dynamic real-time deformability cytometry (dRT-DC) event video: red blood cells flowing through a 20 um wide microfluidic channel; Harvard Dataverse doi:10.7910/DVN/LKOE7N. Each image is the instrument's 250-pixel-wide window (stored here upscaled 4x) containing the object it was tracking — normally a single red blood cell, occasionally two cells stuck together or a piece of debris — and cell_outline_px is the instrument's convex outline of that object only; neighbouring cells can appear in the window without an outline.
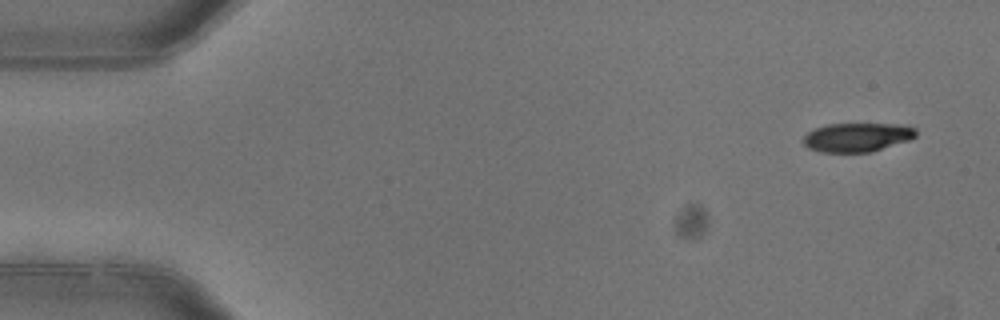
{"species": "common noctule bat (a hibernating species)", "species_latin": "Nyctalus noctula", "temperature_condition": "warm", "stored_images_in_passage": 4, "camera_frame_rate_fps": 3000, "um_per_image_px": 0.085, "animal": {"sex": "female"}, "frame": {"image": 1, "passage_image": 1, "time_ms": 0.0, "image_size_px": [1000, 320], "cell_outline_px": [[916, 136], [908, 140], [868, 152], [820, 152], [808, 148], [800, 140], [808, 132], [816, 128], [828, 124], [904, 124], [916, 128]], "centroid_in_image_um": [72.83, 11.66], "position_along_channel_um": 12.2, "area_um2": 18.9}}
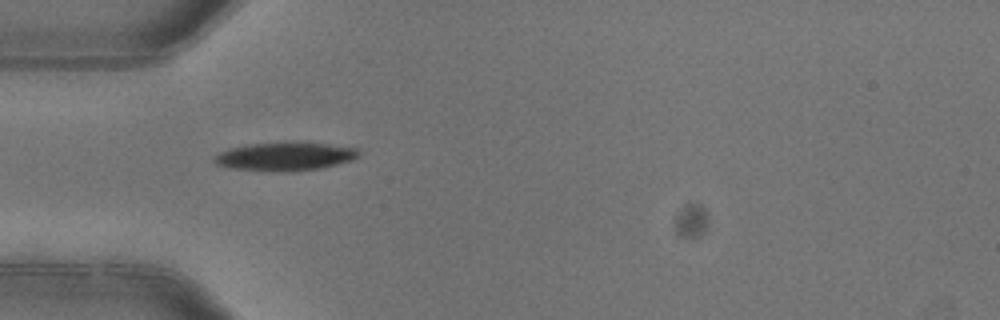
{"frame": {"image": 2, "passage_image": 4, "time_ms": 1.0, "image_size_px": [1000, 320], "cell_outline_px": [[360, 156], [352, 160], [320, 168], [288, 172], [228, 168], [216, 164], [212, 160], [220, 152], [228, 148], [252, 144], [328, 144], [356, 148], [360, 152]], "centroid_in_image_um": [24.21, 13.33], "position_along_channel_um": 60.8, "area_um2": 23.18}}